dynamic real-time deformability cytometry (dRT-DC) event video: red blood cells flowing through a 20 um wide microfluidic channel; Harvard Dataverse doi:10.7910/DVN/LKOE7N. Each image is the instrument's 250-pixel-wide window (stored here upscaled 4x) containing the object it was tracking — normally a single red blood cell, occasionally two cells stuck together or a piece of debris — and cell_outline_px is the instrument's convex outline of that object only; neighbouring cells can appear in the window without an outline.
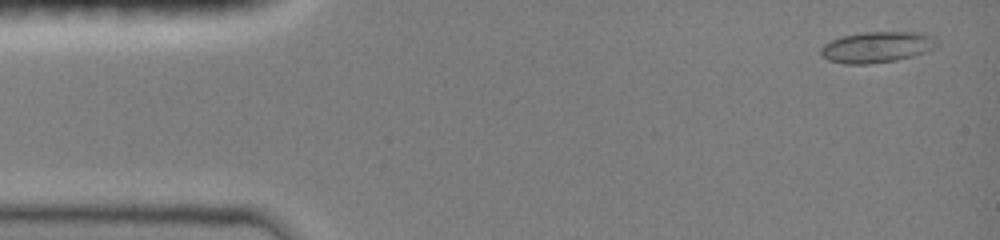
{"species": "common noctule bat (a hibernating species)", "species_latin": "Nyctalus noctula", "temperature_condition": "room temperature", "stored_images_in_passage": 16, "camera_frame_rate_fps": 3000, "um_per_image_px": 0.085, "animal": {"sex": "female", "body_mass_g": 19.0, "forearm_length_mm": 51.5}, "frame": {"image": 1, "passage_image": 2, "time_ms": 0.333, "image_size_px": [1000, 240], "cell_outline_px": [[936, 44], [932, 48], [924, 52], [912, 56], [896, 60], [868, 64], [844, 64], [828, 60], [820, 56], [820, 48], [824, 44], [840, 36], [860, 32], [916, 32], [932, 36]], "centroid_in_image_um": [74.44, 4.01], "position_along_channel_um": 10.6, "area_um2": 20.87}}
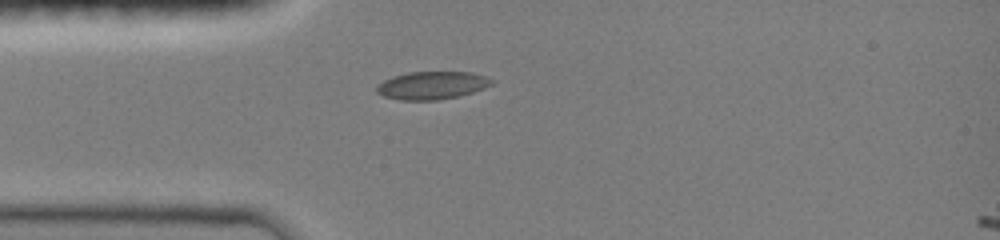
{"frame": {"image": 2, "passage_image": 15, "time_ms": 3.667, "image_size_px": [1000, 240], "cell_outline_px": [[496, 80], [492, 84], [484, 88], [472, 92], [456, 96], [436, 100], [400, 100], [384, 96], [376, 92], [376, 88], [384, 80], [392, 76], [408, 72], [472, 72]], "centroid_in_image_um": [36.72, 7.25], "position_along_channel_um": 48.3, "area_um2": 18.55}}